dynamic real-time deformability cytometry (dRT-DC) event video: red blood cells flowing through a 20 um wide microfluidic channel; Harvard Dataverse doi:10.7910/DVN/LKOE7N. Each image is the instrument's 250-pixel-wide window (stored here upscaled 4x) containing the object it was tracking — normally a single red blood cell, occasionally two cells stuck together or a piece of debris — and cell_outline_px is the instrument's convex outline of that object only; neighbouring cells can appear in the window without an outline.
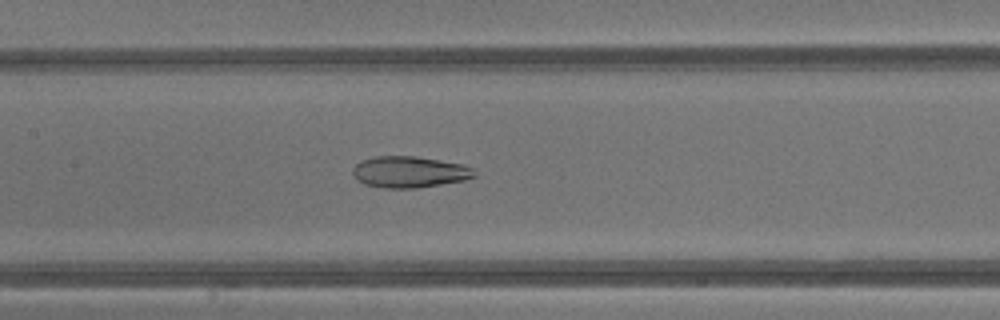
{"species": "common noctule bat (a hibernating species)", "species_latin": "Nyctalus noctula", "temperature_condition": "warm", "stored_images_in_passage": 43, "camera_frame_rate_fps": 3000, "um_per_image_px": 0.085, "animal": {"sex": "male", "body_mass_g": 13.3}, "frame": {"image": 1, "passage_image": 21, "time_ms": 6.667, "image_size_px": [1000, 320], "cell_outline_px": [[476, 176], [464, 180], [416, 188], [384, 188], [364, 184], [356, 180], [352, 172], [352, 168], [360, 160], [376, 156], [416, 156], [464, 164], [472, 168]], "centroid_in_image_um": [34.76, 14.61], "position_along_channel_um": 172.6, "area_um2": 22.31}}
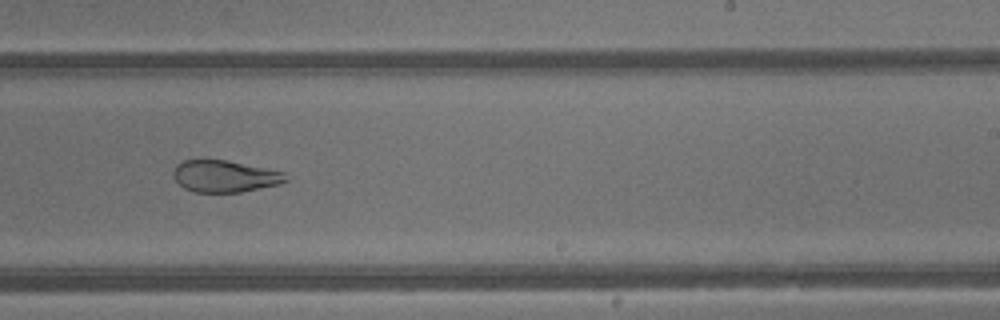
{"frame": {"image": 2, "passage_image": 27, "time_ms": 8.667, "image_size_px": [1000, 320], "cell_outline_px": [[288, 180], [280, 184], [240, 192], [192, 192], [184, 188], [172, 176], [172, 172], [176, 164], [184, 160], [228, 160], [284, 172]], "centroid_in_image_um": [19.08, 14.98], "position_along_channel_um": 269.9, "area_um2": 20.87}}
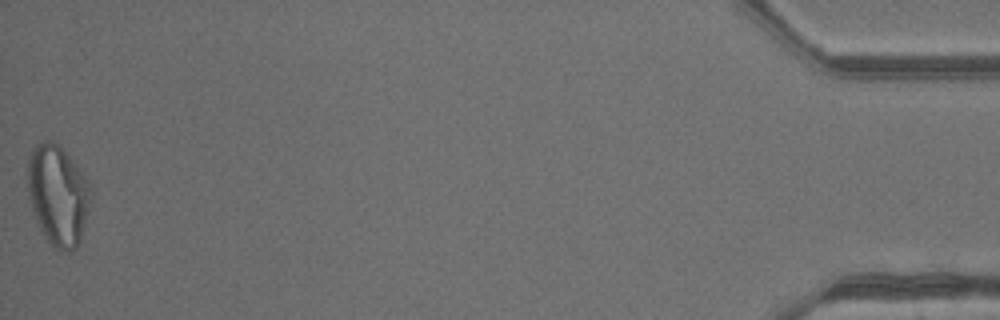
{"frame": {"image": 3, "passage_image": 43, "time_ms": 14.0, "image_size_px": [1000, 320], "cell_outline_px": [[92, 192], [88, 212], [80, 240], [76, 248], [72, 252], [68, 252], [52, 248], [36, 224], [32, 212], [28, 196], [28, 160], [32, 148], [40, 140], [52, 140], [60, 144], [88, 180]], "centroid_in_image_um": [4.91, 16.59], "position_along_channel_um": 430.3, "area_um2": 37.57}, "authors_computed_cell_mechanics": {"area_um2": 29.767, "velocity_mm_per_s": 4.8999, "shape_relaxation_time_tau1_ms": null, "shape_relaxation_time_tau2_ms": 2.5277, "deformation_change_tau1": null, "deformation_change_tau2": 0.1066}}